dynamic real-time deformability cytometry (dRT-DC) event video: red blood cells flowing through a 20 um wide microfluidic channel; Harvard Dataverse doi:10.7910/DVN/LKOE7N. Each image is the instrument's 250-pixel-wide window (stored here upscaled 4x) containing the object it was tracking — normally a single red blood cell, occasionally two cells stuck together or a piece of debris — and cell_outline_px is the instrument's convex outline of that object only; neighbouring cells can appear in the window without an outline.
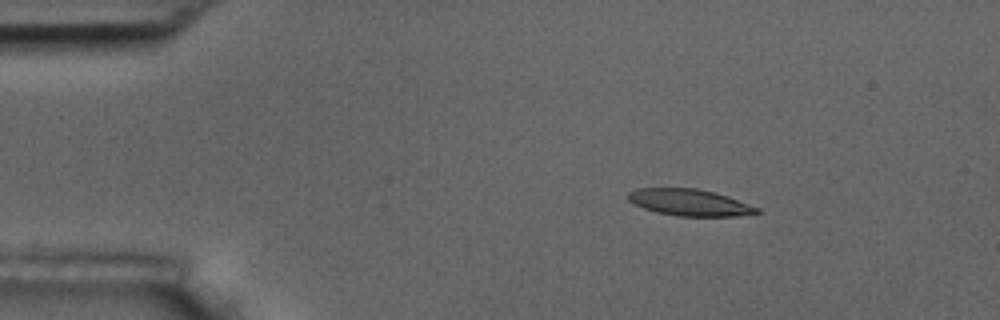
{"species": "common noctule bat (a hibernating species)", "species_latin": "Nyctalus noctula", "temperature_condition": "room temperature", "stored_images_in_passage": 3, "camera_frame_rate_fps": 3000, "um_per_image_px": 0.085, "animal": {"sex": "male", "body_mass_g": 17.5, "forearm_length_mm": 52.3}, "frame": {"image": 1, "passage_image": 1, "time_ms": 0.0, "image_size_px": [1000, 320], "cell_outline_px": [[760, 212], [736, 216], [676, 216], [656, 212], [644, 208], [628, 200], [628, 192], [636, 188], [696, 188], [712, 192], [760, 208]], "centroid_in_image_um": [58.56, 17.21], "position_along_channel_um": 26.4, "area_um2": 19.65}}